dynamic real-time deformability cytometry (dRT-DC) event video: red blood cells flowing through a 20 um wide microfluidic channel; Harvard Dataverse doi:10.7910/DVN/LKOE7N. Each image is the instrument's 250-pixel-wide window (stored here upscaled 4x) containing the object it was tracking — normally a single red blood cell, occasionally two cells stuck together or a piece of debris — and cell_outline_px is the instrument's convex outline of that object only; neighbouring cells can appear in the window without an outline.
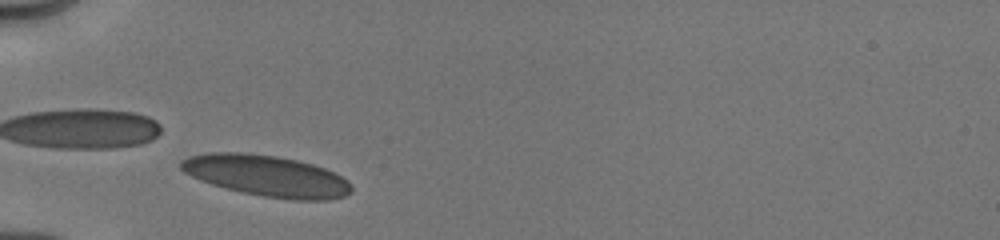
{"species": "human", "species_latin": "Homo sapiens", "temperature_condition": "cold", "stored_images_in_passage": 21, "camera_frame_rate_fps": 3000, "um_per_image_px": 0.085, "donor": {"sex": "male"}, "frame": {"image": 1, "passage_image": 3, "time_ms": 1.0, "image_size_px": [1000, 240], "cell_outline_px": [[352, 192], [344, 196], [328, 200], [292, 200], [264, 196], [244, 192], [212, 184], [200, 180], [184, 172], [180, 168], [180, 160], [188, 156], [208, 152], [248, 152], [276, 156], [296, 160], [312, 164], [324, 168], [348, 180], [352, 184]], "centroid_in_image_um": [22.66, 14.93], "position_along_channel_um": 62.3, "area_um2": 40.86}}
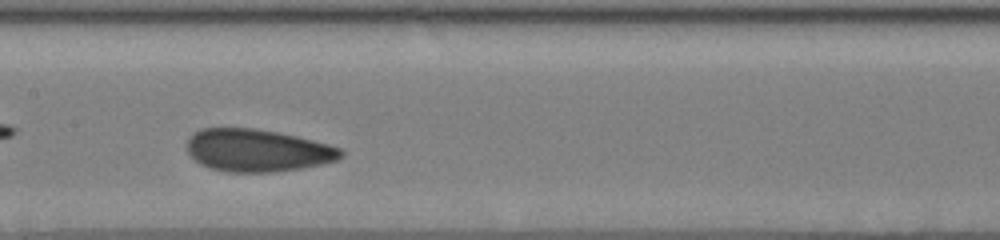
{"frame": {"image": 2, "passage_image": 9, "time_ms": 4.333, "image_size_px": [1000, 240], "cell_outline_px": [[344, 156], [336, 160], [320, 164], [300, 168], [272, 172], [228, 172], [212, 168], [200, 164], [188, 152], [188, 136], [192, 132], [200, 128], [252, 128], [276, 132], [296, 136], [328, 144], [340, 148], [344, 152]], "centroid_in_image_um": [21.86, 12.78], "position_along_channel_um": 185.5, "area_um2": 37.92}}
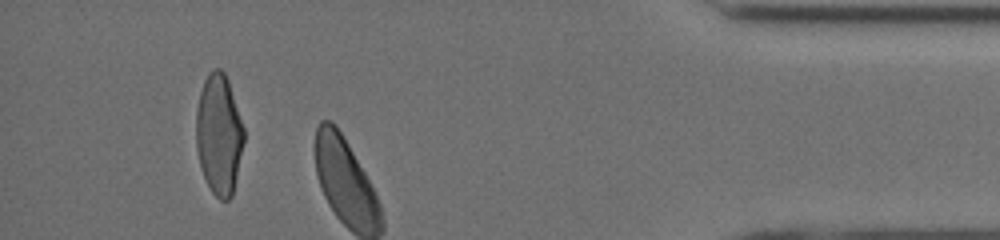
{"frame": {"image": 3, "passage_image": 20, "time_ms": 10.667, "image_size_px": [1000, 240], "cell_outline_px": [[244, 140], [232, 196], [228, 200], [220, 200], [212, 192], [204, 176], [200, 164], [196, 148], [196, 108], [200, 92], [204, 80], [208, 72], [212, 68], [220, 68], [224, 72], [228, 80], [244, 128]], "centroid_in_image_um": [18.6, 11.39], "position_along_channel_um": 416.6, "area_um2": 33.47}, "authors_computed_cell_mechanics": {"area_um2": 37.7434, "velocity_mm_per_s": 3.9777, "shape_relaxation_time_tau1_ms": 2.4753, "shape_relaxation_time_tau2_ms": 0.7567, "deformation_change_tau1": 0.0995, "deformation_change_tau2": 0.0521}}